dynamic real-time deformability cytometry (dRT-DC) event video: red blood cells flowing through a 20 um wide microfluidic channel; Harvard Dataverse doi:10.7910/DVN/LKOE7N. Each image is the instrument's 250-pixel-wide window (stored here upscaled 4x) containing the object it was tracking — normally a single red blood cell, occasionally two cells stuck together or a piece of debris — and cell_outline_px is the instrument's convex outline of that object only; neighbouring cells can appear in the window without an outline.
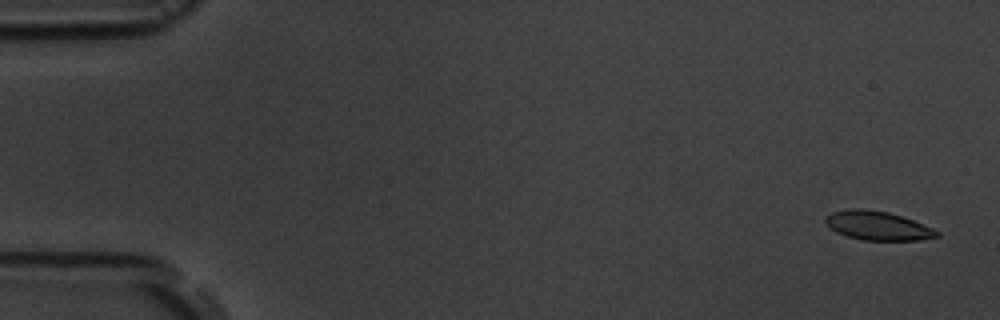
{"species": "common noctule bat (a hibernating species)", "species_latin": "Nyctalus noctula", "temperature_condition": "room temperature", "stored_images_in_passage": 7, "camera_frame_rate_fps": 3000, "um_per_image_px": 0.085, "animal": {"sex": "male", "body_mass_g": 19.5, "forearm_length_mm": 54.6}, "frame": {"image": 1, "passage_image": 1, "time_ms": 0.0, "image_size_px": [1000, 320], "cell_outline_px": [[940, 236], [920, 240], [860, 240], [836, 232], [824, 224], [824, 220], [832, 212], [848, 208], [860, 208], [888, 212], [912, 220], [932, 228], [940, 232]], "centroid_in_image_um": [74.57, 19.18], "position_along_channel_um": 10.4, "area_um2": 18.73}}
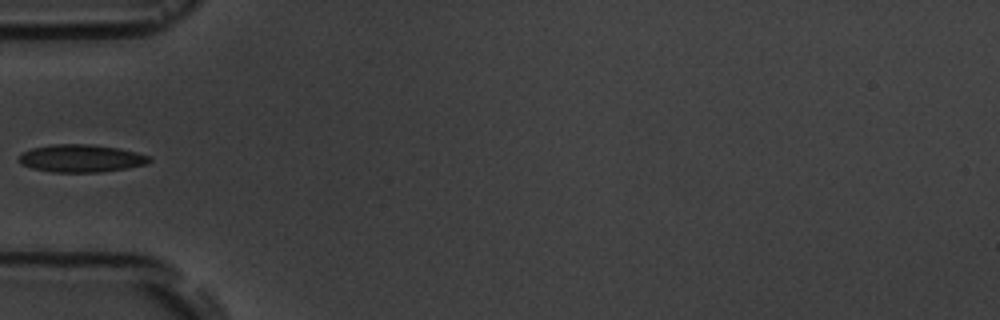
{"frame": {"image": 2, "passage_image": 6, "time_ms": 5.667, "image_size_px": [1000, 320], "cell_outline_px": [[152, 160], [148, 164], [100, 172], [52, 172], [32, 168], [20, 164], [20, 156], [24, 152], [32, 148], [52, 144], [92, 144], [116, 148], [136, 152], [152, 156]], "centroid_in_image_um": [6.92, 13.46], "position_along_channel_um": 78.1, "area_um2": 20.92}}
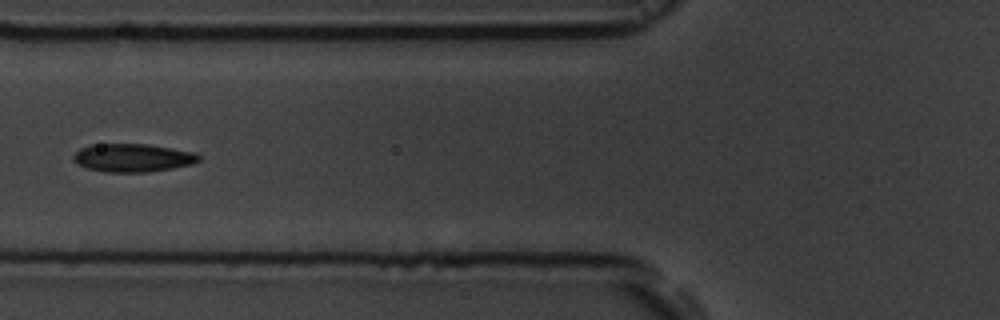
{"frame": {"image": 3, "passage_image": 7, "time_ms": 6.667, "image_size_px": [1000, 320], "cell_outline_px": [[200, 160], [192, 164], [172, 168], [148, 172], [104, 172], [88, 168], [76, 164], [72, 156], [80, 148], [88, 144], [148, 144], [196, 152], [200, 156]], "centroid_in_image_um": [11.27, 13.41], "position_along_channel_um": 114.5, "area_um2": 20.75}}